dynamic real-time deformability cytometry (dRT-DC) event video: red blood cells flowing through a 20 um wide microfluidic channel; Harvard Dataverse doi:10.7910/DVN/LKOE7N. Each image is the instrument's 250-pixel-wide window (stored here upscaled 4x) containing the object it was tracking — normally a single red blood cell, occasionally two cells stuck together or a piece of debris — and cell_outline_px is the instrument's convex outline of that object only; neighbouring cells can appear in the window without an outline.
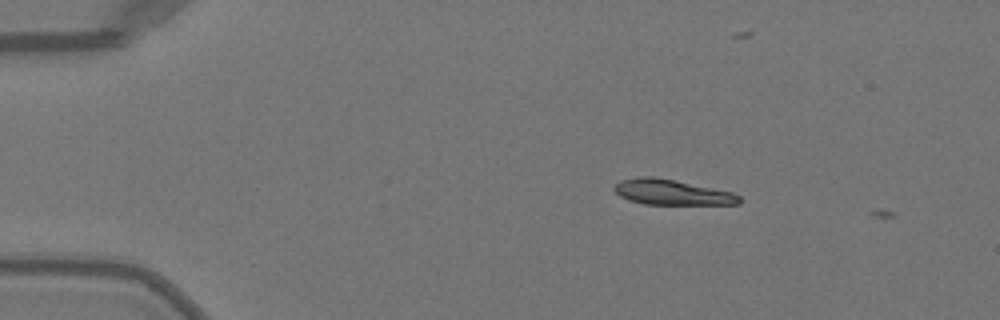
{"species": "Egyptian fruit bat (a non-hibernating species)", "species_latin": "Rousettus aegyptiacus", "temperature_condition": "warm", "stored_images_in_passage": 2, "camera_frame_rate_fps": 3000, "um_per_image_px": 0.085, "animal": {"sex": "female"}, "frame": {"image": 1, "passage_image": 1, "time_ms": 0.0, "image_size_px": [1000, 320], "cell_outline_px": [[740, 204], [644, 204], [628, 200], [620, 196], [612, 188], [620, 180], [640, 176], [652, 176], [732, 192], [740, 196]], "centroid_in_image_um": [57.06, 16.34], "position_along_channel_um": 27.9, "area_um2": 18.21}}